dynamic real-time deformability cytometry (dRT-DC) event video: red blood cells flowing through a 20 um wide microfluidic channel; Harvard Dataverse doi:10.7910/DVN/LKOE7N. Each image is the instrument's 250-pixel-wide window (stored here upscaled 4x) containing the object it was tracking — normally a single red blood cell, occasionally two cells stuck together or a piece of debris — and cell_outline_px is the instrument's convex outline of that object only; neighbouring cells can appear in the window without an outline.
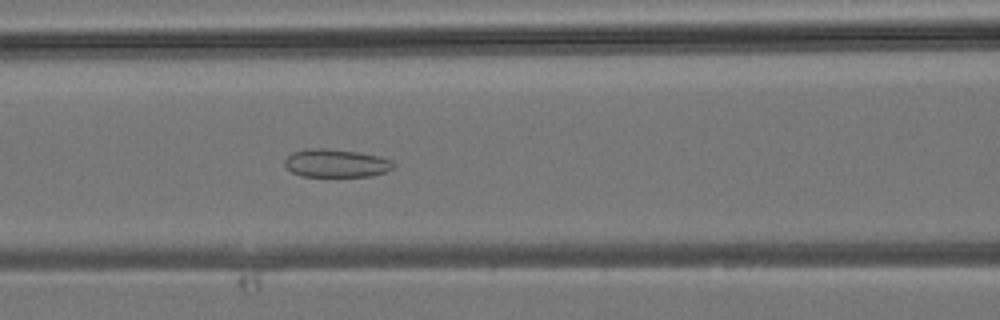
{"species": "common noctule bat (a hibernating species)", "species_latin": "Nyctalus noctula", "temperature_condition": "room temperature", "stored_images_in_passage": 37, "camera_frame_rate_fps": 3000, "um_per_image_px": 0.085, "animal": {"sex": "male", "body_mass_g": 19.2, "forearm_length_mm": 51.8}, "frame": {"image": 1, "passage_image": 15, "time_ms": 4.667, "image_size_px": [1000, 320], "cell_outline_px": [[396, 164], [392, 168], [384, 172], [372, 176], [304, 176], [292, 172], [284, 164], [284, 160], [292, 152], [308, 148], [324, 148], [360, 152], [380, 156], [392, 160]], "centroid_in_image_um": [28.58, 13.86], "position_along_channel_um": 138.0, "area_um2": 17.86}}
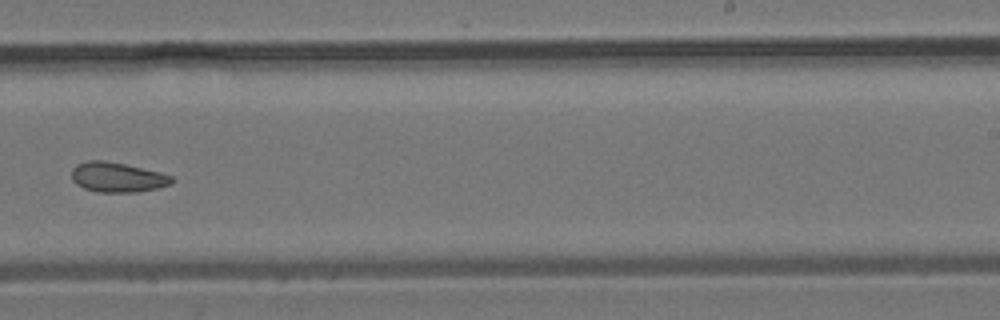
{"frame": {"image": 2, "passage_image": 23, "time_ms": 7.333, "image_size_px": [1000, 320], "cell_outline_px": [[176, 180], [172, 184], [156, 188], [136, 192], [96, 192], [84, 188], [76, 184], [72, 180], [72, 168], [76, 164], [88, 160], [104, 160], [124, 164], [160, 172], [172, 176]], "centroid_in_image_um": [9.97, 15.06], "position_along_channel_um": 279.0, "area_um2": 17.51}}
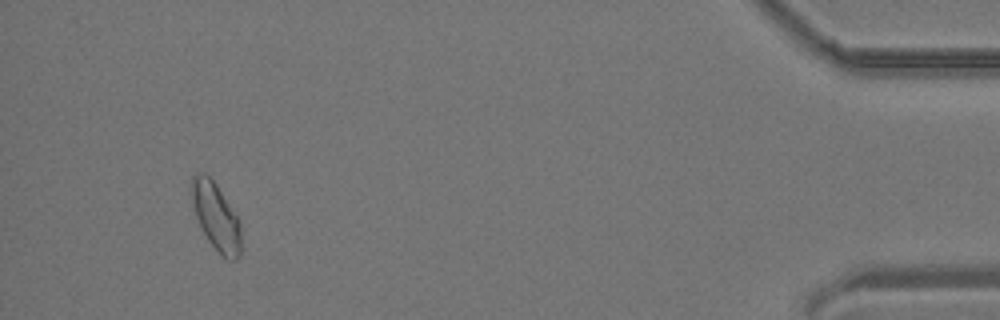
{"frame": {"image": 3, "passage_image": 35, "time_ms": 11.333, "image_size_px": [1000, 320], "cell_outline_px": [[240, 256], [236, 260], [228, 260], [220, 256], [208, 240], [200, 228], [188, 192], [188, 188], [192, 176], [196, 172], [208, 176], [216, 184], [240, 220]], "centroid_in_image_um": [18.32, 18.41], "position_along_channel_um": 416.9, "area_um2": 19.83}}